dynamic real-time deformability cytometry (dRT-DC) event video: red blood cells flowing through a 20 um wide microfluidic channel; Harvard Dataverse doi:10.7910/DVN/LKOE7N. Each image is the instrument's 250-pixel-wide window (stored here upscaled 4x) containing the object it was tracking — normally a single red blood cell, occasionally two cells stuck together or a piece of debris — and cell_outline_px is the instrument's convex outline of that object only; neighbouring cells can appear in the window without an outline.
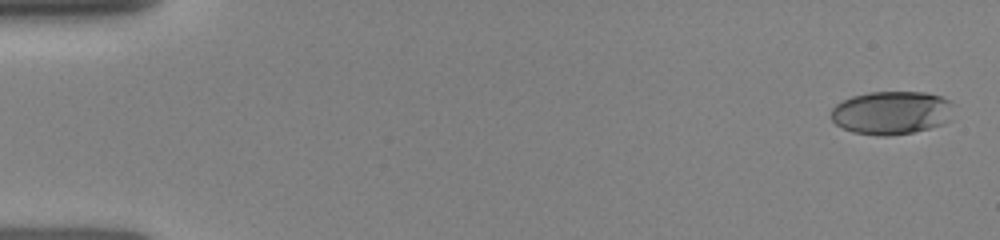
{"species": "human", "species_latin": "Homo sapiens", "temperature_condition": "room temperature", "stored_images_in_passage": 12, "camera_frame_rate_fps": 3000, "um_per_image_px": 0.085, "donor": {"sex": "female"}, "frame": {"image": 1, "passage_image": 1, "time_ms": 0.0, "image_size_px": [1000, 240], "cell_outline_px": [[952, 120], [928, 128], [912, 132], [888, 136], [876, 136], [852, 132], [836, 124], [832, 120], [832, 108], [836, 104], [852, 96], [868, 92], [924, 92], [940, 96], [948, 100], [952, 104]], "centroid_in_image_um": [75.78, 9.58], "position_along_channel_um": 9.2, "area_um2": 30.92}}
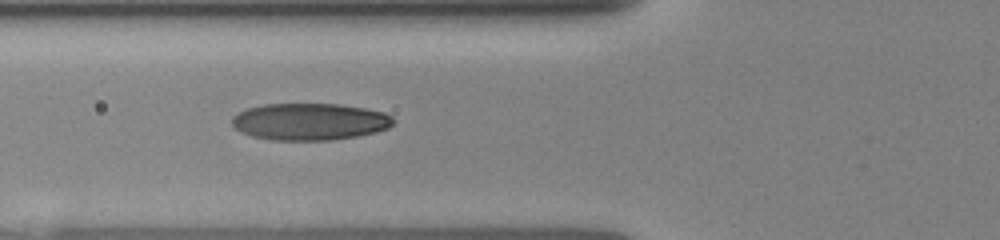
{"frame": {"image": 2, "passage_image": 10, "time_ms": 5.667, "image_size_px": [1000, 240], "cell_outline_px": [[396, 120], [388, 128], [376, 132], [356, 136], [332, 140], [272, 140], [252, 136], [240, 132], [232, 124], [232, 116], [248, 108], [264, 104], [336, 104], [364, 108], [384, 112], [392, 116]], "centroid_in_image_um": [26.34, 10.34], "position_along_channel_um": 99.5, "area_um2": 34.74}}
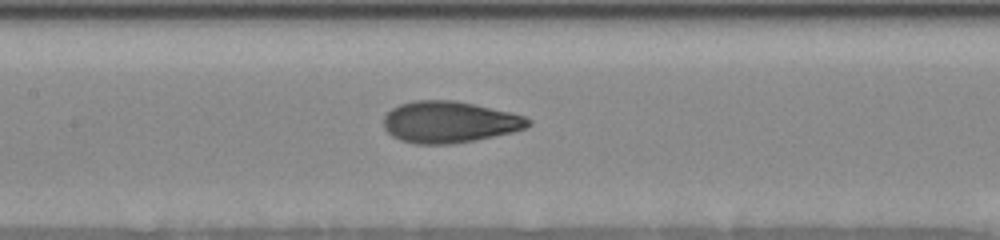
{"frame": {"image": 3, "passage_image": 12, "time_ms": 7.333, "image_size_px": [1000, 240], "cell_outline_px": [[532, 124], [524, 128], [512, 132], [476, 140], [452, 144], [416, 144], [400, 140], [392, 136], [384, 128], [384, 116], [392, 108], [400, 104], [416, 100], [452, 100], [472, 104], [508, 112], [524, 116], [532, 120]], "centroid_in_image_um": [38.18, 10.38], "position_along_channel_um": 169.2, "area_um2": 34.8}}